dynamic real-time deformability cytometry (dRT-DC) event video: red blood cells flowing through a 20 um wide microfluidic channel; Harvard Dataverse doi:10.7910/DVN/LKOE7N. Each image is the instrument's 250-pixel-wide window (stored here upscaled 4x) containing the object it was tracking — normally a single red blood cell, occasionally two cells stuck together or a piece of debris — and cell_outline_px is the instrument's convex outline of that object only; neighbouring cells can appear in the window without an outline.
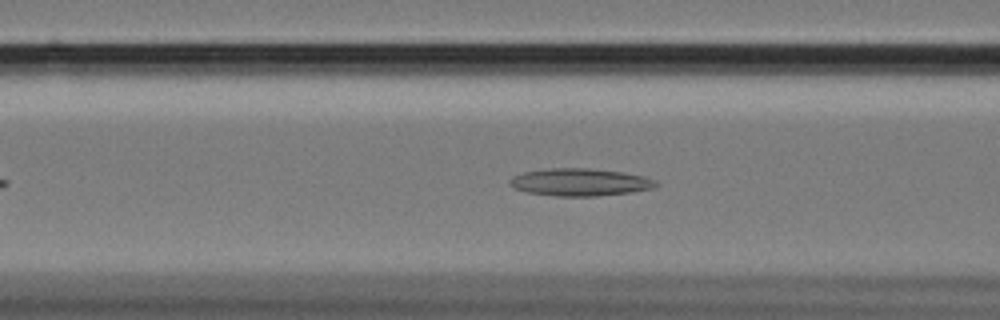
{"species": "Egyptian fruit bat (a non-hibernating species)", "species_latin": "Rousettus aegyptiacus", "temperature_condition": "cold", "stored_images_in_passage": 34, "camera_frame_rate_fps": 3000, "um_per_image_px": 0.085, "animal": {"sex": "female"}, "frame": {"image": 1, "passage_image": 9, "time_ms": 2.667, "image_size_px": [1000, 320], "cell_outline_px": [[660, 184], [652, 188], [632, 192], [596, 196], [556, 196], [528, 192], [516, 188], [508, 184], [508, 180], [512, 176], [524, 172], [552, 168], [588, 168], [624, 172], [644, 176], [656, 180]], "centroid_in_image_um": [49.32, 15.48], "position_along_channel_um": 117.3, "area_um2": 23.41}}
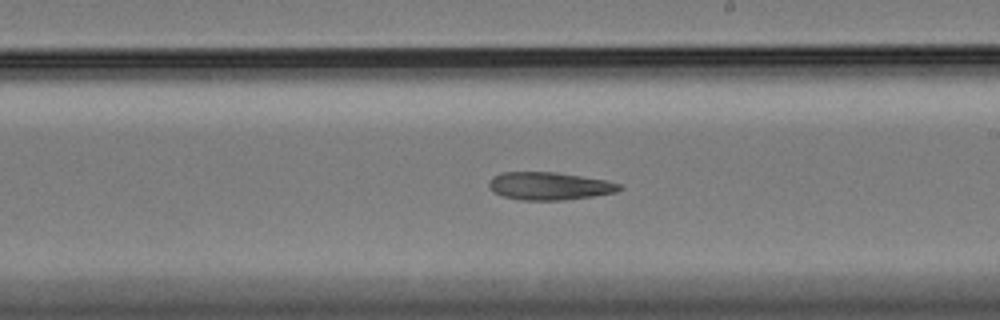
{"frame": {"image": 2, "passage_image": 20, "time_ms": 6.333, "image_size_px": [1000, 320], "cell_outline_px": [[624, 188], [616, 192], [592, 196], [564, 200], [520, 200], [504, 196], [496, 192], [488, 184], [492, 176], [500, 172], [556, 172], [604, 180], [620, 184]], "centroid_in_image_um": [46.7, 15.81], "position_along_channel_um": 242.3, "area_um2": 20.92}}
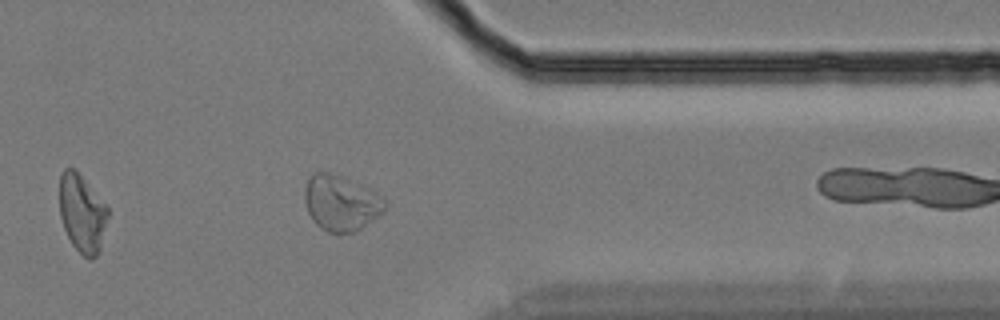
{"frame": {"image": 3, "passage_image": 33, "time_ms": 10.667, "image_size_px": [1000, 320], "cell_outline_px": [[388, 204], [384, 212], [356, 232], [328, 232], [320, 228], [312, 220], [308, 212], [304, 200], [304, 188], [308, 176], [312, 172], [328, 172], [340, 176], [372, 188]], "centroid_in_image_um": [28.98, 17.24], "position_along_channel_um": 382.4, "area_um2": 26.3}}